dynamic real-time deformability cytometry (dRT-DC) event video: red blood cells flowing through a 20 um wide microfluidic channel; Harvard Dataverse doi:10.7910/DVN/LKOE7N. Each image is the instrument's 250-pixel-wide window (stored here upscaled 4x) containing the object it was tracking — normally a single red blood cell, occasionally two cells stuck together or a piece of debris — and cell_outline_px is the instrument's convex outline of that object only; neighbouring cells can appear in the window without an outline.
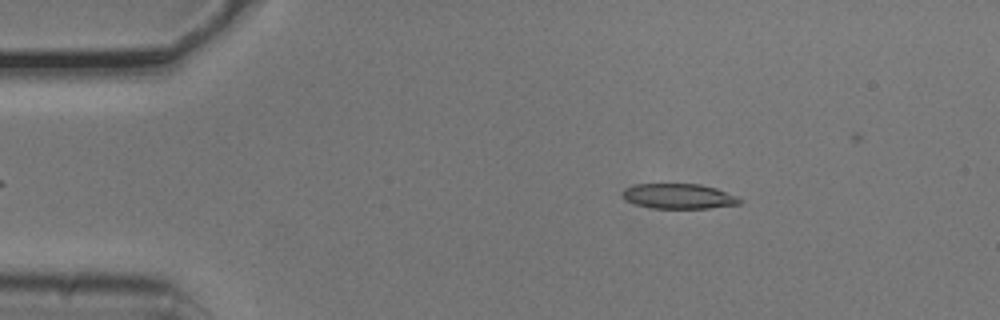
{"species": "common noctule bat (a hibernating species)", "species_latin": "Nyctalus noctula", "temperature_condition": "cold", "stored_images_in_passage": 7, "camera_frame_rate_fps": 3000, "um_per_image_px": 0.085, "animal": {"sex": "male", "body_mass_g": 20.5, "forearm_length_mm": 52.5}, "frame": {"image": 1, "passage_image": 2, "time_ms": 0.333, "image_size_px": [1000, 320], "cell_outline_px": [[744, 200], [740, 204], [708, 208], [652, 208], [636, 204], [624, 200], [620, 196], [620, 192], [624, 188], [636, 184], [700, 184], [716, 188], [736, 196]], "centroid_in_image_um": [57.65, 16.68], "position_along_channel_um": 27.3, "area_um2": 17.28}}
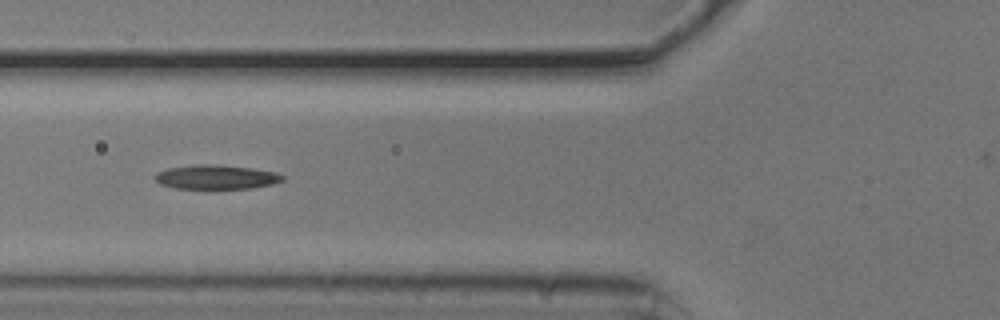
{"frame": {"image": 2, "passage_image": 5, "time_ms": 1.333, "image_size_px": [1000, 320], "cell_outline_px": [[284, 180], [272, 184], [252, 188], [176, 188], [160, 184], [156, 180], [156, 172], [168, 168], [196, 164], [216, 164], [252, 168], [276, 172], [284, 176]], "centroid_in_image_um": [18.39, 15.04], "position_along_channel_um": 107.4, "area_um2": 17.92}}
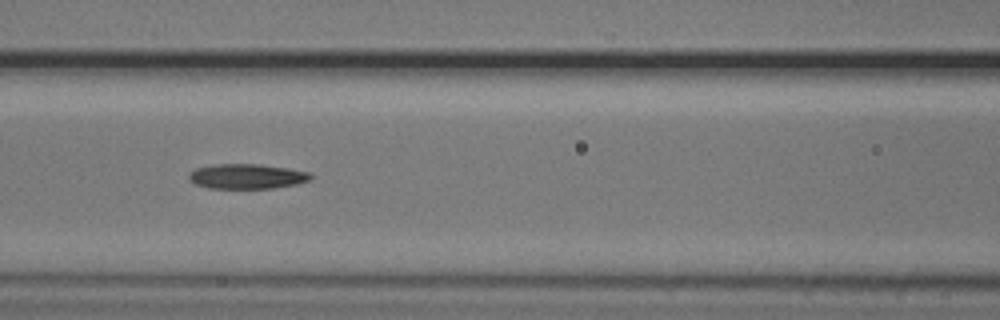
{"frame": {"image": 3, "passage_image": 6, "time_ms": 1.667, "image_size_px": [1000, 320], "cell_outline_px": [[312, 176], [308, 180], [296, 184], [272, 188], [208, 188], [196, 184], [188, 180], [188, 176], [196, 168], [212, 164], [260, 164], [288, 168], [308, 172]], "centroid_in_image_um": [20.95, 14.98], "position_along_channel_um": 145.7, "area_um2": 17.57}}